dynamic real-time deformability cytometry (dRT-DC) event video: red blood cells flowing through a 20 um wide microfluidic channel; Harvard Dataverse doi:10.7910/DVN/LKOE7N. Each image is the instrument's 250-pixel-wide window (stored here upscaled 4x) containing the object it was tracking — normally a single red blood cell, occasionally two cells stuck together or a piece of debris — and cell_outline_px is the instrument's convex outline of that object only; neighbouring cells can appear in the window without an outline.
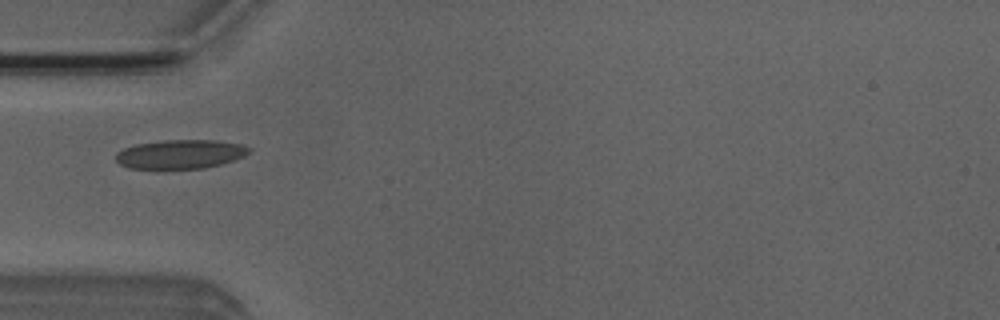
{"species": "Egyptian fruit bat (a non-hibernating species)", "species_latin": "Rousettus aegyptiacus", "temperature_condition": "room temperature", "stored_images_in_passage": 5, "camera_frame_rate_fps": 3000, "um_per_image_px": 0.085, "animal": {"sex": "male"}, "frame": {"image": 1, "passage_image": 4, "time_ms": 4.333, "image_size_px": [1000, 320], "cell_outline_px": [[252, 152], [236, 160], [204, 168], [156, 172], [128, 168], [120, 164], [116, 160], [116, 152], [124, 148], [136, 144], [160, 140], [212, 140], [244, 144], [252, 148]], "centroid_in_image_um": [15.31, 13.15], "position_along_channel_um": 69.7, "area_um2": 23.76}}